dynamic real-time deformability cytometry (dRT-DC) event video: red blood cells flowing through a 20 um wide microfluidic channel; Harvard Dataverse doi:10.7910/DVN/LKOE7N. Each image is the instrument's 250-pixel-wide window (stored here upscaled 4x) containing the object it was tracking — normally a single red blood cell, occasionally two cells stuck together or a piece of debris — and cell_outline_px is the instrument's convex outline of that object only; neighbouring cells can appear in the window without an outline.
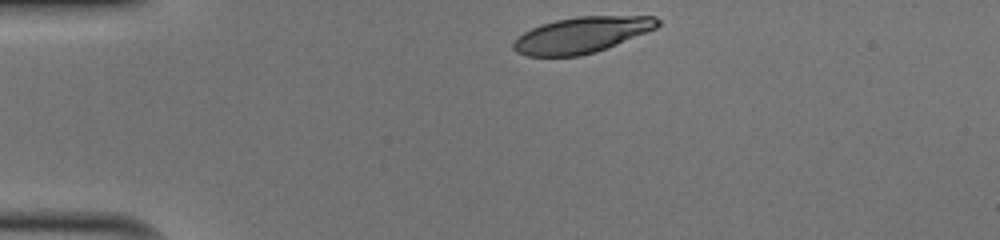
{"species": "human", "species_latin": "Homo sapiens", "temperature_condition": "cold", "stored_images_in_passage": 31, "camera_frame_rate_fps": 3000, "um_per_image_px": 0.085, "donor": {"sex": "male"}, "frame": {"image": 1, "passage_image": 1, "time_ms": 0.0, "image_size_px": [1000, 240], "cell_outline_px": [[660, 24], [656, 28], [596, 52], [580, 56], [528, 56], [516, 52], [512, 48], [512, 44], [524, 32], [540, 24], [556, 20], [576, 16], [656, 16], [660, 20]], "centroid_in_image_um": [49.43, 2.96], "position_along_channel_um": 35.6, "area_um2": 30.06}}
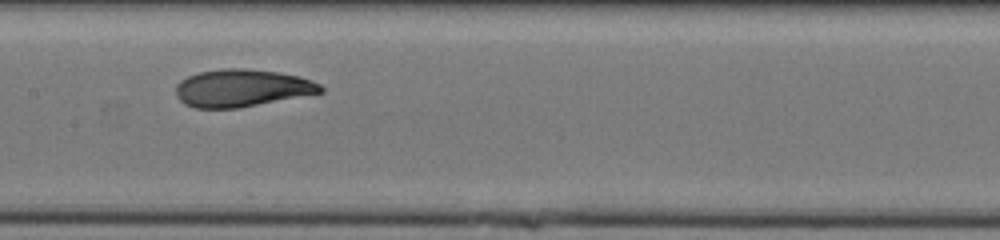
{"frame": {"image": 2, "passage_image": 16, "time_ms": 5.0, "image_size_px": [1000, 240], "cell_outline_px": [[324, 92], [240, 108], [196, 108], [184, 104], [176, 96], [176, 84], [180, 80], [188, 76], [200, 72], [224, 68], [244, 68], [276, 72], [300, 76], [312, 80], [320, 84], [324, 88]], "centroid_in_image_um": [20.56, 7.49], "position_along_channel_um": 186.8, "area_um2": 31.73}}
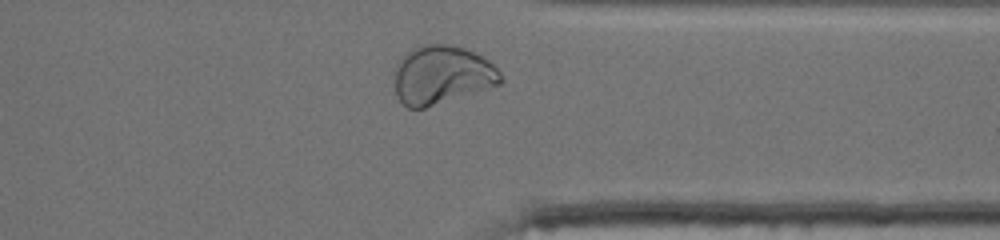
{"frame": {"image": 3, "passage_image": 30, "time_ms": 9.667, "image_size_px": [1000, 240], "cell_outline_px": [[504, 80], [500, 84], [424, 108], [408, 108], [396, 96], [392, 84], [392, 72], [400, 60], [416, 44], [452, 44], [464, 48], [488, 60], [500, 72]], "centroid_in_image_um": [37.5, 6.36], "position_along_channel_um": 373.9, "area_um2": 36.47}, "authors_computed_cell_mechanics": {"area_um2": 31.7322, "velocity_mm_per_s": 4.0445, "shape_relaxation_time_tau1_ms": 5.0126, "shape_relaxation_time_tau2_ms": 0.7553, "deformation_change_tau1": 0.1829, "deformation_change_tau2": 0.0467}}